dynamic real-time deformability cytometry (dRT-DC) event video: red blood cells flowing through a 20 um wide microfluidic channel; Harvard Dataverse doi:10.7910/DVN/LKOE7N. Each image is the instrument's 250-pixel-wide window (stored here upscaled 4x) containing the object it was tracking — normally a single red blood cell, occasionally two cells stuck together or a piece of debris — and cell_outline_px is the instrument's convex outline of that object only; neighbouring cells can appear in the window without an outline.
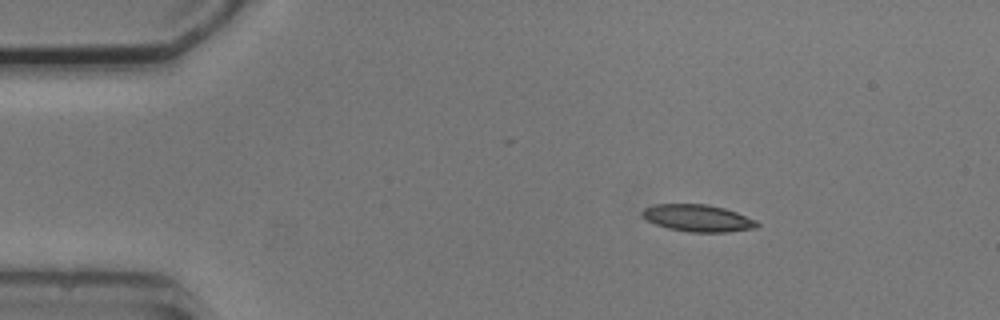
{"species": "common noctule bat (a hibernating species)", "species_latin": "Nyctalus noctula", "temperature_condition": "cold", "stored_images_in_passage": 5, "camera_frame_rate_fps": 3000, "um_per_image_px": 0.085, "animal": {"sex": "male", "body_mass_g": 20.5, "forearm_length_mm": 52.5}, "frame": {"image": 1, "passage_image": 2, "time_ms": 1.333, "image_size_px": [1000, 320], "cell_outline_px": [[760, 224], [756, 228], [728, 232], [688, 232], [668, 228], [656, 224], [648, 220], [640, 212], [644, 208], [656, 204], [708, 204], [724, 208], [736, 212], [756, 220]], "centroid_in_image_um": [59.34, 18.54], "position_along_channel_um": 25.7, "area_um2": 18.03}}
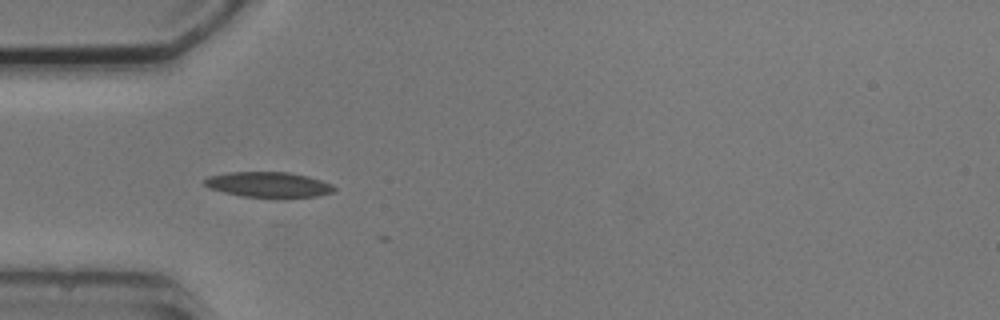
{"frame": {"image": 2, "passage_image": 4, "time_ms": 4.0, "image_size_px": [1000, 320], "cell_outline_px": [[336, 192], [316, 196], [284, 200], [276, 200], [244, 196], [224, 192], [212, 188], [204, 184], [204, 180], [208, 176], [228, 172], [288, 172], [308, 176], [332, 184], [336, 188]], "centroid_in_image_um": [22.9, 15.73], "position_along_channel_um": 62.1, "area_um2": 19.83}}